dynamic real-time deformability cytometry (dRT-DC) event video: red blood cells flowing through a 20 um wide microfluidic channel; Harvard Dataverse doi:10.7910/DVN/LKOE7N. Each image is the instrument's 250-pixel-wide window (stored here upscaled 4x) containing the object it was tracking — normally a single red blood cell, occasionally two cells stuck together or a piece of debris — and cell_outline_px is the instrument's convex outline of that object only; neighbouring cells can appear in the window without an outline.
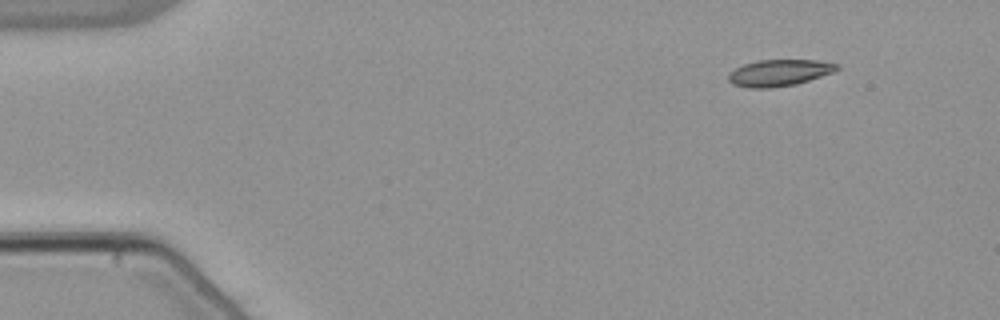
{"species": "common noctule bat (a hibernating species)", "species_latin": "Nyctalus noctula", "temperature_condition": "warm", "stored_images_in_passage": 49, "camera_frame_rate_fps": 3000, "um_per_image_px": 0.085, "animal": {"sex": "male", "body_mass_g": 21.5, "forearm_length_mm": 52.0}, "frame": {"image": 1, "passage_image": 1, "time_ms": 0.0, "image_size_px": [1000, 320], "cell_outline_px": [[840, 68], [832, 72], [796, 84], [772, 88], [748, 88], [732, 84], [728, 80], [728, 72], [744, 64], [756, 60], [816, 60], [840, 64]], "centroid_in_image_um": [66.2, 6.19], "position_along_channel_um": 18.8, "area_um2": 16.82}}
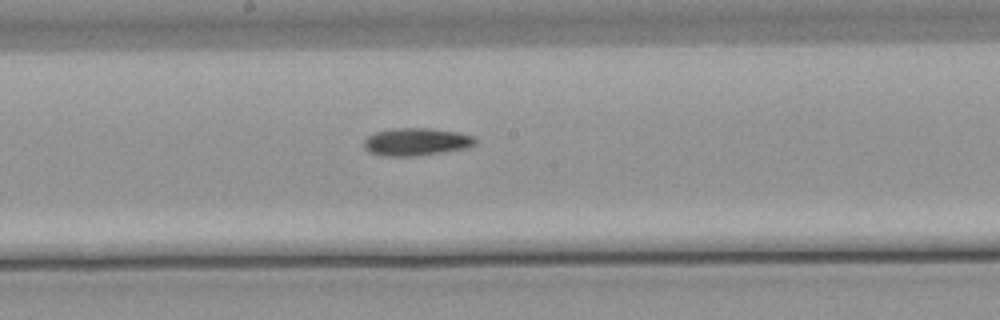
{"frame": {"image": 2, "passage_image": 24, "time_ms": 7.667, "image_size_px": [1000, 320], "cell_outline_px": [[476, 144], [464, 148], [416, 156], [380, 156], [368, 152], [364, 148], [364, 140], [368, 136], [376, 132], [392, 128], [432, 128], [456, 132], [472, 136], [476, 140]], "centroid_in_image_um": [35.32, 12.05], "position_along_channel_um": 212.9, "area_um2": 17.86}}
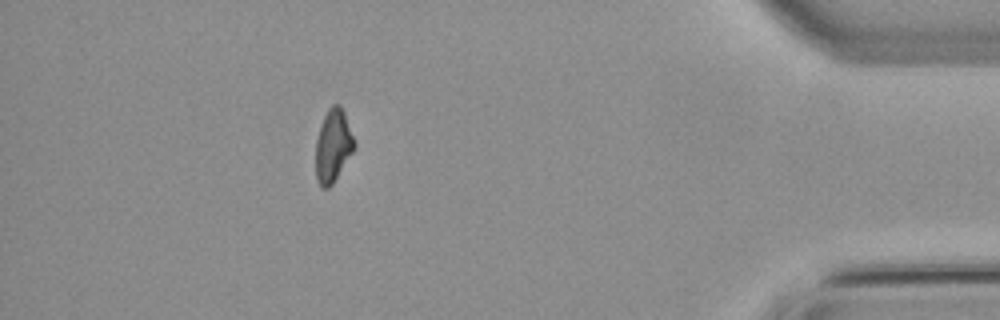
{"frame": {"image": 3, "passage_image": 43, "time_ms": 14.0, "image_size_px": [1000, 320], "cell_outline_px": [[356, 148], [332, 184], [328, 188], [324, 188], [316, 180], [316, 140], [324, 116], [328, 108], [332, 104], [340, 104], [344, 112], [356, 144]], "centroid_in_image_um": [28.32, 12.38], "position_along_channel_um": 406.9, "area_um2": 16.3}}